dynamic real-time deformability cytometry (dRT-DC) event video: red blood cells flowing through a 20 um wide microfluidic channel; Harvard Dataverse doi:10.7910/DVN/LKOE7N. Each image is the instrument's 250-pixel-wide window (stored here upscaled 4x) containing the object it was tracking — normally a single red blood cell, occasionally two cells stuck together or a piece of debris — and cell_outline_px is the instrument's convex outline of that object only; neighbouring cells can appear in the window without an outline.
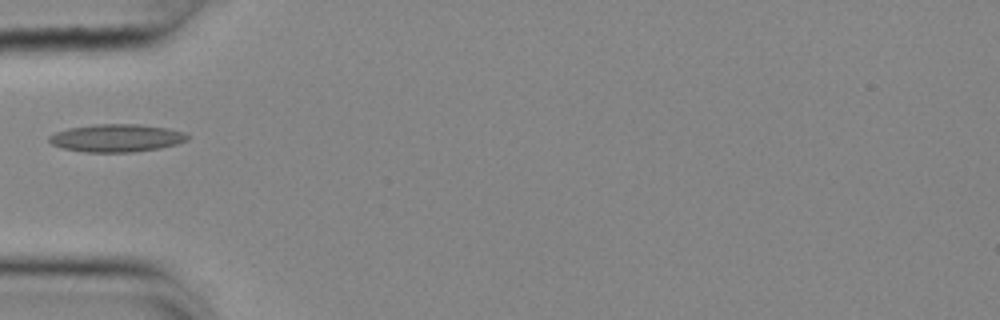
{"species": "common noctule bat (a hibernating species)", "species_latin": "Nyctalus noctula", "temperature_condition": "cold", "stored_images_in_passage": 11, "camera_frame_rate_fps": 3000, "um_per_image_px": 0.085, "animal": {"sex": "female", "body_mass_g": 25.1}, "frame": {"image": 1, "passage_image": 1, "time_ms": 0.0, "image_size_px": [1000, 320], "cell_outline_px": [[188, 140], [176, 144], [160, 148], [136, 152], [84, 152], [64, 148], [52, 144], [48, 140], [48, 136], [56, 132], [68, 128], [96, 124], [140, 124], [168, 128], [184, 132], [188, 136]], "centroid_in_image_um": [9.91, 11.73], "position_along_channel_um": 75.1, "area_um2": 22.43}}
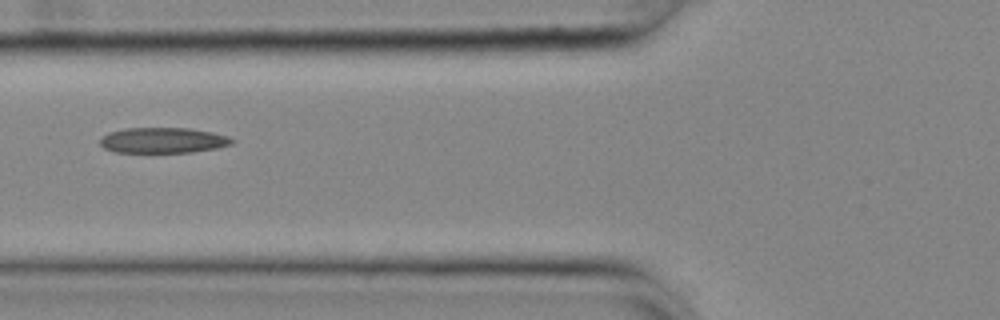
{"frame": {"image": 2, "passage_image": 4, "time_ms": 1.0, "image_size_px": [1000, 320], "cell_outline_px": [[236, 140], [232, 144], [216, 148], [192, 152], [116, 152], [104, 148], [100, 144], [100, 136], [108, 132], [124, 128], [188, 128], [212, 132], [228, 136]], "centroid_in_image_um": [13.84, 11.92], "position_along_channel_um": 112.0, "area_um2": 19.71}}